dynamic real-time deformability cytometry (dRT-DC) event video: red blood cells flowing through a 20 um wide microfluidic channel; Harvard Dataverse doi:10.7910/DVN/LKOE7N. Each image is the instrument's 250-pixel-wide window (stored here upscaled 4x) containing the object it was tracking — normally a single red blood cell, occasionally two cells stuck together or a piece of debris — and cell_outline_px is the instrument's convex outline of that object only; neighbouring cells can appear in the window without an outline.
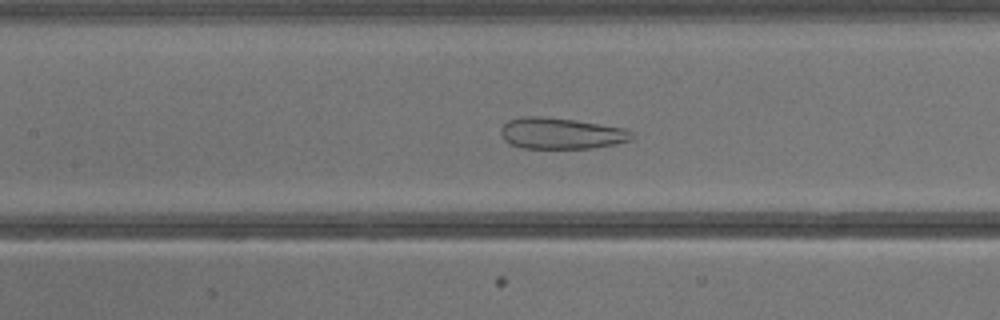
{"species": "common noctule bat (a hibernating species)", "species_latin": "Nyctalus noctula", "temperature_condition": "warm", "stored_images_in_passage": 26, "camera_frame_rate_fps": 3000, "um_per_image_px": 0.085, "animal": {"sex": "male", "body_mass_g": 13.3}, "frame": {"image": 1, "passage_image": 19, "time_ms": 6.0, "image_size_px": [1000, 320], "cell_outline_px": [[632, 140], [616, 144], [592, 148], [520, 148], [504, 140], [500, 132], [500, 128], [508, 120], [524, 116], [540, 116], [572, 120], [628, 128], [632, 132]], "centroid_in_image_um": [47.7, 11.34], "position_along_channel_um": 159.7, "area_um2": 23.87}}
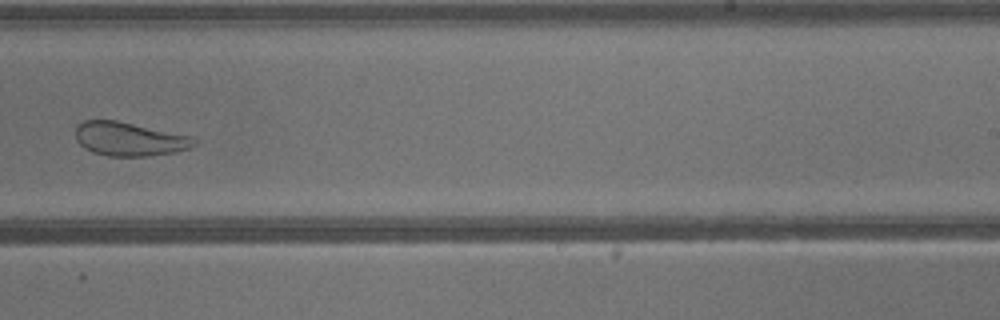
{"frame": {"image": 2, "passage_image": 26, "time_ms": 8.333, "image_size_px": [1000, 320], "cell_outline_px": [[200, 140], [196, 144], [188, 148], [172, 152], [148, 156], [108, 156], [92, 152], [84, 148], [76, 140], [76, 124], [84, 120], [116, 120], [192, 136]], "centroid_in_image_um": [10.98, 11.81], "position_along_channel_um": 278.0, "area_um2": 23.41}}